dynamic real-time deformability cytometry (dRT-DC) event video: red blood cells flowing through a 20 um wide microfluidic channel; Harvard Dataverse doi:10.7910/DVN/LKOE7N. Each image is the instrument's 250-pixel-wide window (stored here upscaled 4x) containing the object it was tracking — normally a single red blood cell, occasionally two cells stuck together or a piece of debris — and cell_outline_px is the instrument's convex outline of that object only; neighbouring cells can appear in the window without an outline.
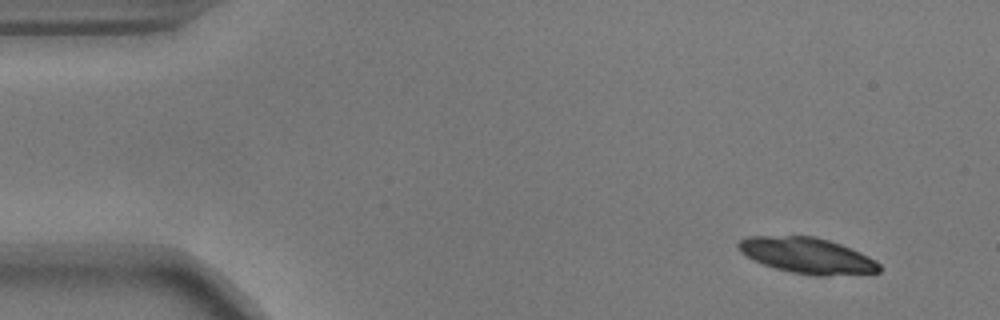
{"species": "common noctule bat (a hibernating species)", "species_latin": "Nyctalus noctula", "temperature_condition": "warm", "stored_images_in_passage": 23, "camera_frame_rate_fps": 3000, "um_per_image_px": 0.085, "animal": {"sex": "male", "body_mass_g": 17.9}, "frame": {"image": 1, "passage_image": 1, "time_ms": 0.0, "image_size_px": [1000, 320], "cell_outline_px": [[884, 268], [880, 272], [828, 276], [812, 276], [792, 272], [776, 268], [752, 260], [740, 252], [736, 244], [740, 240], [748, 236], [816, 236], [840, 244], [860, 252], [876, 260]], "centroid_in_image_um": [68.63, 21.73], "position_along_channel_um": 16.4, "area_um2": 29.59}}
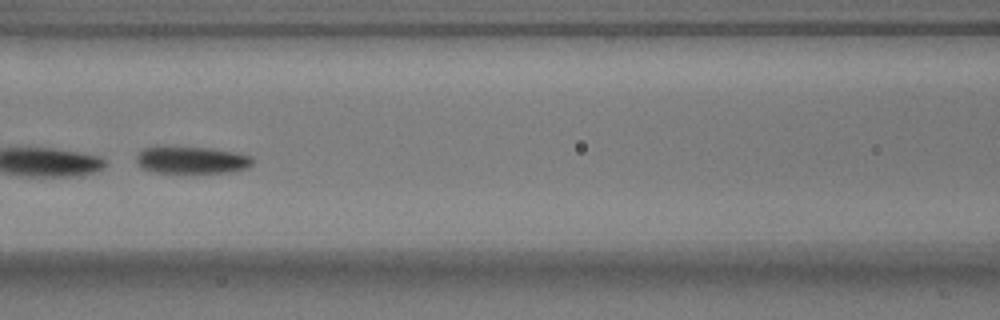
{"frame": {"image": 2, "passage_image": 21, "time_ms": 6.667, "image_size_px": [1000, 320], "cell_outline_px": [[252, 164], [248, 168], [236, 172], [156, 172], [140, 168], [136, 160], [136, 156], [144, 148], [212, 148], [240, 152], [252, 156]], "centroid_in_image_um": [16.38, 13.62], "position_along_channel_um": 150.2, "area_um2": 18.15}}